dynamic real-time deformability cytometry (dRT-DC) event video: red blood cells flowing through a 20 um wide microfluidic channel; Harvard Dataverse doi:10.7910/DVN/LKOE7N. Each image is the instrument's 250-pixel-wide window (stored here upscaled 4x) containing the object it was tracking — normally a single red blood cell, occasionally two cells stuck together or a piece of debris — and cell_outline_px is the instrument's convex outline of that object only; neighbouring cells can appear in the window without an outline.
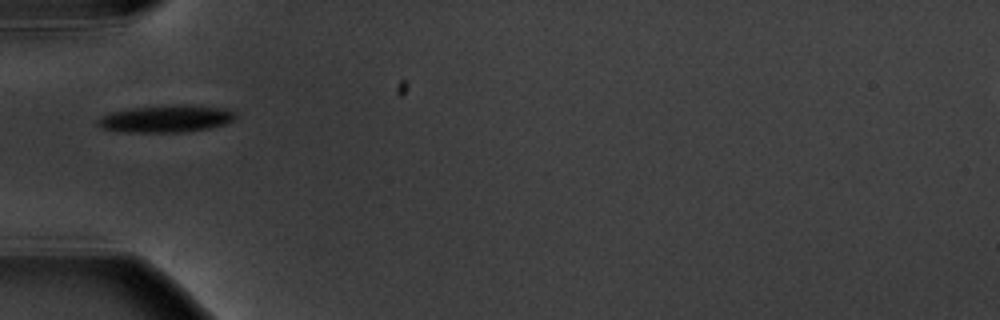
{"species": "common noctule bat (a hibernating species)", "species_latin": "Nyctalus noctula", "temperature_condition": "warm", "stored_images_in_passage": 9, "camera_frame_rate_fps": 3000, "um_per_image_px": 0.085, "animal": {"sex": "male", "body_mass_g": 20.1, "forearm_length_mm": 53.5}, "frame": {"image": 1, "passage_image": 1, "time_ms": 0.0, "image_size_px": [1000, 320], "cell_outline_px": [[236, 116], [232, 120], [224, 124], [208, 128], [180, 132], [128, 132], [100, 128], [96, 124], [96, 120], [100, 116], [112, 112], [132, 108], [176, 104], [188, 104], [224, 108], [236, 112]], "centroid_in_image_um": [14.1, 10.08], "position_along_channel_um": 70.9, "area_um2": 21.85}}
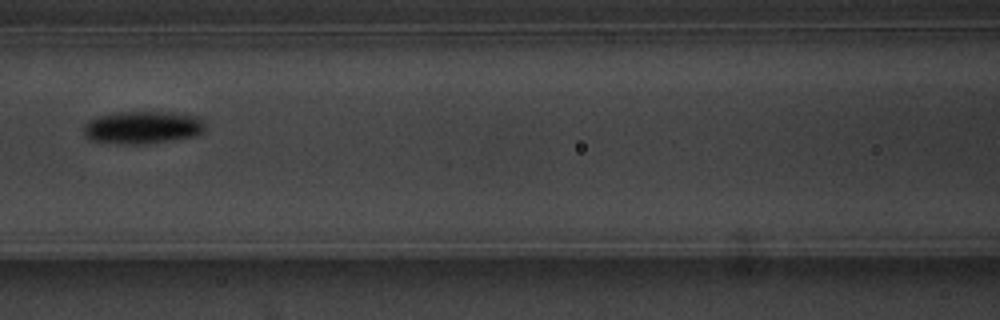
{"frame": {"image": 2, "passage_image": 3, "time_ms": 2.333, "image_size_px": [1000, 320], "cell_outline_px": [[204, 132], [196, 136], [148, 144], [116, 144], [92, 140], [84, 136], [84, 124], [88, 120], [100, 116], [116, 112], [176, 112], [200, 116], [204, 120]], "centroid_in_image_um": [12.16, 10.83], "position_along_channel_um": 154.4, "area_um2": 23.52}}
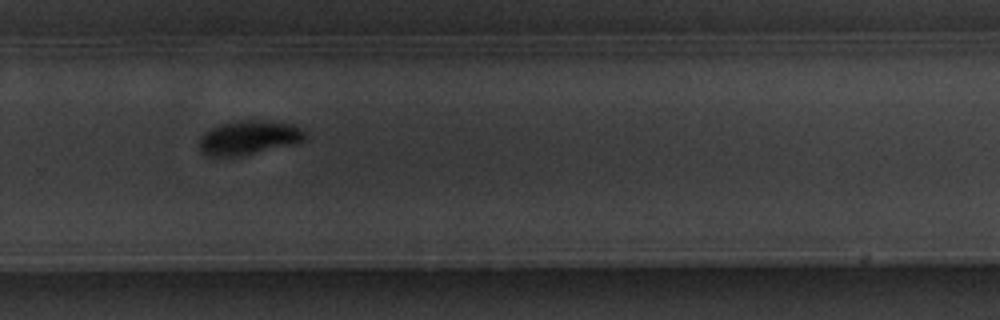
{"frame": {"image": 3, "passage_image": 7, "time_ms": 6.667, "image_size_px": [1000, 320], "cell_outline_px": [[304, 140], [300, 144], [240, 156], [208, 156], [200, 148], [200, 136], [204, 132], [220, 124], [244, 120], [252, 120], [292, 124], [300, 128], [304, 132]], "centroid_in_image_um": [21.18, 11.72], "position_along_channel_um": 308.6, "area_um2": 20.92}}